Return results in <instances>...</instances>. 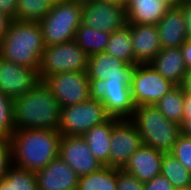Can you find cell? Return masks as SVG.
Here are the masks:
<instances>
[{
    "label": "cell",
    "mask_w": 191,
    "mask_h": 190,
    "mask_svg": "<svg viewBox=\"0 0 191 190\" xmlns=\"http://www.w3.org/2000/svg\"><path fill=\"white\" fill-rule=\"evenodd\" d=\"M61 134L53 129H18L10 136L13 166L37 172L59 156Z\"/></svg>",
    "instance_id": "6da1fadb"
},
{
    "label": "cell",
    "mask_w": 191,
    "mask_h": 190,
    "mask_svg": "<svg viewBox=\"0 0 191 190\" xmlns=\"http://www.w3.org/2000/svg\"><path fill=\"white\" fill-rule=\"evenodd\" d=\"M61 107L52 91L40 81L23 96L14 99V129H53L60 126Z\"/></svg>",
    "instance_id": "7a4b0ae2"
},
{
    "label": "cell",
    "mask_w": 191,
    "mask_h": 190,
    "mask_svg": "<svg viewBox=\"0 0 191 190\" xmlns=\"http://www.w3.org/2000/svg\"><path fill=\"white\" fill-rule=\"evenodd\" d=\"M44 47L39 22L14 19L0 41V57L17 65L38 70Z\"/></svg>",
    "instance_id": "3957f363"
},
{
    "label": "cell",
    "mask_w": 191,
    "mask_h": 190,
    "mask_svg": "<svg viewBox=\"0 0 191 190\" xmlns=\"http://www.w3.org/2000/svg\"><path fill=\"white\" fill-rule=\"evenodd\" d=\"M130 120L139 131L142 144L164 153L172 151L181 134L180 125L168 120L155 105L135 107Z\"/></svg>",
    "instance_id": "277c9868"
},
{
    "label": "cell",
    "mask_w": 191,
    "mask_h": 190,
    "mask_svg": "<svg viewBox=\"0 0 191 190\" xmlns=\"http://www.w3.org/2000/svg\"><path fill=\"white\" fill-rule=\"evenodd\" d=\"M39 23L46 46L74 40L82 23V4L76 0L55 2Z\"/></svg>",
    "instance_id": "5b68a950"
},
{
    "label": "cell",
    "mask_w": 191,
    "mask_h": 190,
    "mask_svg": "<svg viewBox=\"0 0 191 190\" xmlns=\"http://www.w3.org/2000/svg\"><path fill=\"white\" fill-rule=\"evenodd\" d=\"M89 56L74 41L44 47L38 74L41 81L63 72H85Z\"/></svg>",
    "instance_id": "8992f818"
},
{
    "label": "cell",
    "mask_w": 191,
    "mask_h": 190,
    "mask_svg": "<svg viewBox=\"0 0 191 190\" xmlns=\"http://www.w3.org/2000/svg\"><path fill=\"white\" fill-rule=\"evenodd\" d=\"M131 80H90V98L101 101L111 117L130 119L135 110Z\"/></svg>",
    "instance_id": "52a82bcc"
},
{
    "label": "cell",
    "mask_w": 191,
    "mask_h": 190,
    "mask_svg": "<svg viewBox=\"0 0 191 190\" xmlns=\"http://www.w3.org/2000/svg\"><path fill=\"white\" fill-rule=\"evenodd\" d=\"M110 117L101 101L89 98L84 102L61 108L58 131L61 135L82 136Z\"/></svg>",
    "instance_id": "ba28073f"
},
{
    "label": "cell",
    "mask_w": 191,
    "mask_h": 190,
    "mask_svg": "<svg viewBox=\"0 0 191 190\" xmlns=\"http://www.w3.org/2000/svg\"><path fill=\"white\" fill-rule=\"evenodd\" d=\"M175 86L163 78L149 63L135 65L131 75V96L135 107L155 105Z\"/></svg>",
    "instance_id": "9c48e42d"
},
{
    "label": "cell",
    "mask_w": 191,
    "mask_h": 190,
    "mask_svg": "<svg viewBox=\"0 0 191 190\" xmlns=\"http://www.w3.org/2000/svg\"><path fill=\"white\" fill-rule=\"evenodd\" d=\"M43 82L52 91L61 108L84 102L90 98V79L87 71L52 74Z\"/></svg>",
    "instance_id": "30bf717a"
},
{
    "label": "cell",
    "mask_w": 191,
    "mask_h": 190,
    "mask_svg": "<svg viewBox=\"0 0 191 190\" xmlns=\"http://www.w3.org/2000/svg\"><path fill=\"white\" fill-rule=\"evenodd\" d=\"M82 23L111 34L128 23L125 5L108 0L87 1L82 4Z\"/></svg>",
    "instance_id": "8fae6325"
},
{
    "label": "cell",
    "mask_w": 191,
    "mask_h": 190,
    "mask_svg": "<svg viewBox=\"0 0 191 190\" xmlns=\"http://www.w3.org/2000/svg\"><path fill=\"white\" fill-rule=\"evenodd\" d=\"M141 145L142 139L134 123L130 119L116 118L111 134L109 167L123 168Z\"/></svg>",
    "instance_id": "7c38bea8"
},
{
    "label": "cell",
    "mask_w": 191,
    "mask_h": 190,
    "mask_svg": "<svg viewBox=\"0 0 191 190\" xmlns=\"http://www.w3.org/2000/svg\"><path fill=\"white\" fill-rule=\"evenodd\" d=\"M41 81L38 70L17 65L0 57V92L13 100Z\"/></svg>",
    "instance_id": "4fadbf2b"
},
{
    "label": "cell",
    "mask_w": 191,
    "mask_h": 190,
    "mask_svg": "<svg viewBox=\"0 0 191 190\" xmlns=\"http://www.w3.org/2000/svg\"><path fill=\"white\" fill-rule=\"evenodd\" d=\"M59 156L73 168L78 177L97 171L103 166L92 155L82 136L62 135Z\"/></svg>",
    "instance_id": "5bb4252c"
},
{
    "label": "cell",
    "mask_w": 191,
    "mask_h": 190,
    "mask_svg": "<svg viewBox=\"0 0 191 190\" xmlns=\"http://www.w3.org/2000/svg\"><path fill=\"white\" fill-rule=\"evenodd\" d=\"M38 190H77L78 176L60 156L35 172Z\"/></svg>",
    "instance_id": "9a60e30c"
},
{
    "label": "cell",
    "mask_w": 191,
    "mask_h": 190,
    "mask_svg": "<svg viewBox=\"0 0 191 190\" xmlns=\"http://www.w3.org/2000/svg\"><path fill=\"white\" fill-rule=\"evenodd\" d=\"M134 67L102 52L89 56L87 73L90 80H131Z\"/></svg>",
    "instance_id": "2e32d148"
},
{
    "label": "cell",
    "mask_w": 191,
    "mask_h": 190,
    "mask_svg": "<svg viewBox=\"0 0 191 190\" xmlns=\"http://www.w3.org/2000/svg\"><path fill=\"white\" fill-rule=\"evenodd\" d=\"M157 30L162 48L181 47L188 39L185 4L170 7L157 23Z\"/></svg>",
    "instance_id": "e0dca14e"
},
{
    "label": "cell",
    "mask_w": 191,
    "mask_h": 190,
    "mask_svg": "<svg viewBox=\"0 0 191 190\" xmlns=\"http://www.w3.org/2000/svg\"><path fill=\"white\" fill-rule=\"evenodd\" d=\"M134 65L148 64L162 49L157 25L129 24Z\"/></svg>",
    "instance_id": "ac0fdd59"
},
{
    "label": "cell",
    "mask_w": 191,
    "mask_h": 190,
    "mask_svg": "<svg viewBox=\"0 0 191 190\" xmlns=\"http://www.w3.org/2000/svg\"><path fill=\"white\" fill-rule=\"evenodd\" d=\"M164 152L142 144L139 149L129 158L123 169L141 182L151 181L160 174Z\"/></svg>",
    "instance_id": "d6986e66"
},
{
    "label": "cell",
    "mask_w": 191,
    "mask_h": 190,
    "mask_svg": "<svg viewBox=\"0 0 191 190\" xmlns=\"http://www.w3.org/2000/svg\"><path fill=\"white\" fill-rule=\"evenodd\" d=\"M149 64L165 79L181 85L187 72L181 47L162 48Z\"/></svg>",
    "instance_id": "ffe728a7"
},
{
    "label": "cell",
    "mask_w": 191,
    "mask_h": 190,
    "mask_svg": "<svg viewBox=\"0 0 191 190\" xmlns=\"http://www.w3.org/2000/svg\"><path fill=\"white\" fill-rule=\"evenodd\" d=\"M162 0H127L125 10L128 24L157 25L170 9Z\"/></svg>",
    "instance_id": "44dd1931"
},
{
    "label": "cell",
    "mask_w": 191,
    "mask_h": 190,
    "mask_svg": "<svg viewBox=\"0 0 191 190\" xmlns=\"http://www.w3.org/2000/svg\"><path fill=\"white\" fill-rule=\"evenodd\" d=\"M115 119V117H110L106 122L92 127L82 135L92 155L103 166H109L110 141Z\"/></svg>",
    "instance_id": "7402d4cb"
},
{
    "label": "cell",
    "mask_w": 191,
    "mask_h": 190,
    "mask_svg": "<svg viewBox=\"0 0 191 190\" xmlns=\"http://www.w3.org/2000/svg\"><path fill=\"white\" fill-rule=\"evenodd\" d=\"M110 36L108 32H102L81 23L75 32L74 41L88 56H91L105 52Z\"/></svg>",
    "instance_id": "603a6c76"
},
{
    "label": "cell",
    "mask_w": 191,
    "mask_h": 190,
    "mask_svg": "<svg viewBox=\"0 0 191 190\" xmlns=\"http://www.w3.org/2000/svg\"><path fill=\"white\" fill-rule=\"evenodd\" d=\"M77 190H117V168L102 166L97 171L78 177Z\"/></svg>",
    "instance_id": "cb8c5ba5"
},
{
    "label": "cell",
    "mask_w": 191,
    "mask_h": 190,
    "mask_svg": "<svg viewBox=\"0 0 191 190\" xmlns=\"http://www.w3.org/2000/svg\"><path fill=\"white\" fill-rule=\"evenodd\" d=\"M105 52L127 64H134V51L128 23L123 28L111 33Z\"/></svg>",
    "instance_id": "d4e9b609"
},
{
    "label": "cell",
    "mask_w": 191,
    "mask_h": 190,
    "mask_svg": "<svg viewBox=\"0 0 191 190\" xmlns=\"http://www.w3.org/2000/svg\"><path fill=\"white\" fill-rule=\"evenodd\" d=\"M160 174L163 175L174 188L191 185V172L170 152L163 154Z\"/></svg>",
    "instance_id": "484cf974"
},
{
    "label": "cell",
    "mask_w": 191,
    "mask_h": 190,
    "mask_svg": "<svg viewBox=\"0 0 191 190\" xmlns=\"http://www.w3.org/2000/svg\"><path fill=\"white\" fill-rule=\"evenodd\" d=\"M184 90L180 85L166 93L155 106L168 119L179 125L183 118Z\"/></svg>",
    "instance_id": "4316f807"
},
{
    "label": "cell",
    "mask_w": 191,
    "mask_h": 190,
    "mask_svg": "<svg viewBox=\"0 0 191 190\" xmlns=\"http://www.w3.org/2000/svg\"><path fill=\"white\" fill-rule=\"evenodd\" d=\"M0 190H38L35 172L13 166L0 180Z\"/></svg>",
    "instance_id": "83f0119b"
},
{
    "label": "cell",
    "mask_w": 191,
    "mask_h": 190,
    "mask_svg": "<svg viewBox=\"0 0 191 190\" xmlns=\"http://www.w3.org/2000/svg\"><path fill=\"white\" fill-rule=\"evenodd\" d=\"M52 0H17L16 20L40 22L50 11Z\"/></svg>",
    "instance_id": "f1b7e54d"
},
{
    "label": "cell",
    "mask_w": 191,
    "mask_h": 190,
    "mask_svg": "<svg viewBox=\"0 0 191 190\" xmlns=\"http://www.w3.org/2000/svg\"><path fill=\"white\" fill-rule=\"evenodd\" d=\"M14 132V100L0 92V137L10 138Z\"/></svg>",
    "instance_id": "f546056e"
},
{
    "label": "cell",
    "mask_w": 191,
    "mask_h": 190,
    "mask_svg": "<svg viewBox=\"0 0 191 190\" xmlns=\"http://www.w3.org/2000/svg\"><path fill=\"white\" fill-rule=\"evenodd\" d=\"M170 153L191 172V138L189 136L181 133Z\"/></svg>",
    "instance_id": "4dcf8cb0"
},
{
    "label": "cell",
    "mask_w": 191,
    "mask_h": 190,
    "mask_svg": "<svg viewBox=\"0 0 191 190\" xmlns=\"http://www.w3.org/2000/svg\"><path fill=\"white\" fill-rule=\"evenodd\" d=\"M13 167L11 141L7 137H0V180H2Z\"/></svg>",
    "instance_id": "1f68e13d"
},
{
    "label": "cell",
    "mask_w": 191,
    "mask_h": 190,
    "mask_svg": "<svg viewBox=\"0 0 191 190\" xmlns=\"http://www.w3.org/2000/svg\"><path fill=\"white\" fill-rule=\"evenodd\" d=\"M117 190H144V182L123 168H117Z\"/></svg>",
    "instance_id": "d6a6232c"
},
{
    "label": "cell",
    "mask_w": 191,
    "mask_h": 190,
    "mask_svg": "<svg viewBox=\"0 0 191 190\" xmlns=\"http://www.w3.org/2000/svg\"><path fill=\"white\" fill-rule=\"evenodd\" d=\"M144 190H174L173 185L161 174L144 182Z\"/></svg>",
    "instance_id": "836d02e7"
},
{
    "label": "cell",
    "mask_w": 191,
    "mask_h": 190,
    "mask_svg": "<svg viewBox=\"0 0 191 190\" xmlns=\"http://www.w3.org/2000/svg\"><path fill=\"white\" fill-rule=\"evenodd\" d=\"M0 11L14 20L17 15V0H0Z\"/></svg>",
    "instance_id": "e575fe53"
},
{
    "label": "cell",
    "mask_w": 191,
    "mask_h": 190,
    "mask_svg": "<svg viewBox=\"0 0 191 190\" xmlns=\"http://www.w3.org/2000/svg\"><path fill=\"white\" fill-rule=\"evenodd\" d=\"M181 50L183 54V59L187 70L191 69V38H188L182 45Z\"/></svg>",
    "instance_id": "d590c367"
},
{
    "label": "cell",
    "mask_w": 191,
    "mask_h": 190,
    "mask_svg": "<svg viewBox=\"0 0 191 190\" xmlns=\"http://www.w3.org/2000/svg\"><path fill=\"white\" fill-rule=\"evenodd\" d=\"M11 20L10 17L0 11V41L4 38Z\"/></svg>",
    "instance_id": "8d00e7d4"
},
{
    "label": "cell",
    "mask_w": 191,
    "mask_h": 190,
    "mask_svg": "<svg viewBox=\"0 0 191 190\" xmlns=\"http://www.w3.org/2000/svg\"><path fill=\"white\" fill-rule=\"evenodd\" d=\"M180 130L183 135L191 138V115H183Z\"/></svg>",
    "instance_id": "74e56055"
},
{
    "label": "cell",
    "mask_w": 191,
    "mask_h": 190,
    "mask_svg": "<svg viewBox=\"0 0 191 190\" xmlns=\"http://www.w3.org/2000/svg\"><path fill=\"white\" fill-rule=\"evenodd\" d=\"M184 92L191 94V69H188L184 78L183 82L180 85Z\"/></svg>",
    "instance_id": "f35d334b"
},
{
    "label": "cell",
    "mask_w": 191,
    "mask_h": 190,
    "mask_svg": "<svg viewBox=\"0 0 191 190\" xmlns=\"http://www.w3.org/2000/svg\"><path fill=\"white\" fill-rule=\"evenodd\" d=\"M185 18L187 25V35L191 38V4L185 3Z\"/></svg>",
    "instance_id": "ab89813d"
},
{
    "label": "cell",
    "mask_w": 191,
    "mask_h": 190,
    "mask_svg": "<svg viewBox=\"0 0 191 190\" xmlns=\"http://www.w3.org/2000/svg\"><path fill=\"white\" fill-rule=\"evenodd\" d=\"M183 115H191V94L184 92Z\"/></svg>",
    "instance_id": "60d3db41"
},
{
    "label": "cell",
    "mask_w": 191,
    "mask_h": 190,
    "mask_svg": "<svg viewBox=\"0 0 191 190\" xmlns=\"http://www.w3.org/2000/svg\"><path fill=\"white\" fill-rule=\"evenodd\" d=\"M169 4L171 7L181 6L186 3V0H162Z\"/></svg>",
    "instance_id": "b9f144b4"
},
{
    "label": "cell",
    "mask_w": 191,
    "mask_h": 190,
    "mask_svg": "<svg viewBox=\"0 0 191 190\" xmlns=\"http://www.w3.org/2000/svg\"><path fill=\"white\" fill-rule=\"evenodd\" d=\"M174 190H191V185L185 187L174 188Z\"/></svg>",
    "instance_id": "7bdbcfd3"
},
{
    "label": "cell",
    "mask_w": 191,
    "mask_h": 190,
    "mask_svg": "<svg viewBox=\"0 0 191 190\" xmlns=\"http://www.w3.org/2000/svg\"><path fill=\"white\" fill-rule=\"evenodd\" d=\"M108 1H114V2H118V3H121L123 5L126 4L127 0H108Z\"/></svg>",
    "instance_id": "ee69618b"
},
{
    "label": "cell",
    "mask_w": 191,
    "mask_h": 190,
    "mask_svg": "<svg viewBox=\"0 0 191 190\" xmlns=\"http://www.w3.org/2000/svg\"><path fill=\"white\" fill-rule=\"evenodd\" d=\"M76 1H78L81 4H83V3L87 2V1H94V0H76Z\"/></svg>",
    "instance_id": "f6af8a7d"
},
{
    "label": "cell",
    "mask_w": 191,
    "mask_h": 190,
    "mask_svg": "<svg viewBox=\"0 0 191 190\" xmlns=\"http://www.w3.org/2000/svg\"><path fill=\"white\" fill-rule=\"evenodd\" d=\"M54 3L55 2H61V1H73V0H52Z\"/></svg>",
    "instance_id": "bcb514c9"
},
{
    "label": "cell",
    "mask_w": 191,
    "mask_h": 190,
    "mask_svg": "<svg viewBox=\"0 0 191 190\" xmlns=\"http://www.w3.org/2000/svg\"><path fill=\"white\" fill-rule=\"evenodd\" d=\"M186 3L191 4V0H186Z\"/></svg>",
    "instance_id": "7dc6e473"
}]
</instances>
